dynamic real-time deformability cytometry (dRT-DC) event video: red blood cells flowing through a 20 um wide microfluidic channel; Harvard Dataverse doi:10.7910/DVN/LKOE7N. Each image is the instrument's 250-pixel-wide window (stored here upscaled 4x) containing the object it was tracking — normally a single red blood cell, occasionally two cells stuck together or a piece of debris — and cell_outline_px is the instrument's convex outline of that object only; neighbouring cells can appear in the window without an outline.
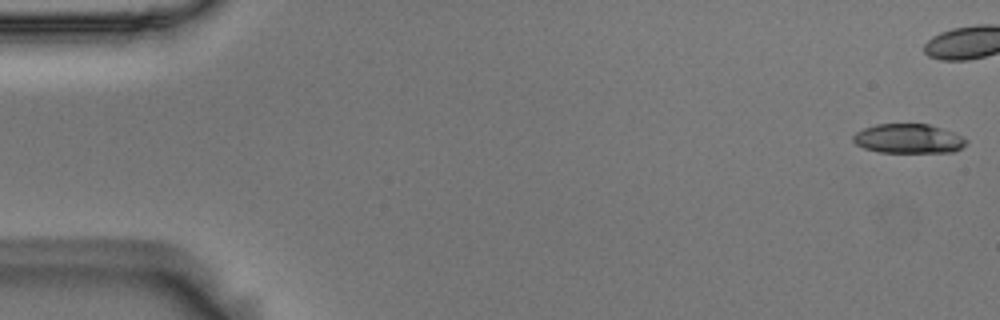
{"species": "Egyptian fruit bat (a non-hibernating species)", "species_latin": "Rousettus aegyptiacus", "temperature_condition": "room temperature", "stored_images_in_passage": 53, "camera_frame_rate_fps": 3000, "um_per_image_px": 0.085, "animal": {"sex": "male"}, "frame": {"image": 1, "passage_image": 1, "time_ms": 0.0, "image_size_px": [1000, 320], "cell_outline_px": [[968, 140], [960, 148], [952, 152], [880, 152], [864, 148], [856, 144], [852, 140], [852, 136], [856, 132], [864, 128], [876, 124], [928, 124], [952, 132]], "centroid_in_image_um": [77.17, 11.78], "position_along_channel_um": 7.8, "area_um2": 19.13}, "authors_computed_cell_mechanics": {"area_um2": 21.4438, "velocity_mm_per_s": 3.6402, "shape_relaxation_time_tau1_ms": 3.6387, "shape_relaxation_time_tau2_ms": 5.3938, "deformation_change_tau1": 0.1249, "deformation_change_tau2": 0.0969}}